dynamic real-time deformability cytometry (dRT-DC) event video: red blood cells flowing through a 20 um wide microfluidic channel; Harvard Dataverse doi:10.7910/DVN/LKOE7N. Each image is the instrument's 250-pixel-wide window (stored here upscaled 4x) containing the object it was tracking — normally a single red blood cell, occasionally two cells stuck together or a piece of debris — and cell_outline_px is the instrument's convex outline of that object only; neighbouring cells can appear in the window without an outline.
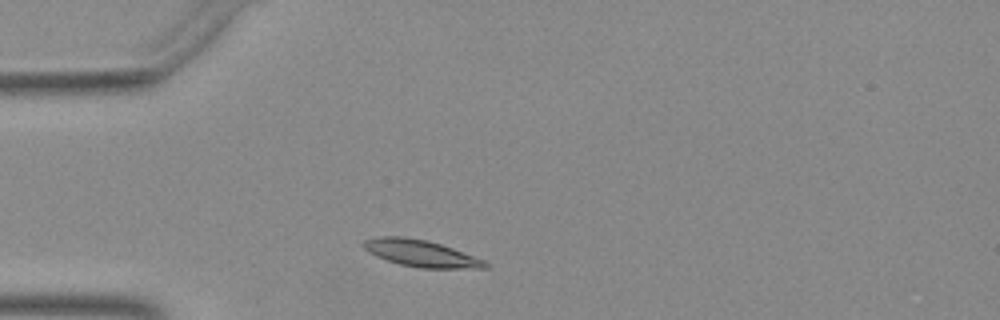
{"species": "Egyptian fruit bat (a non-hibernating species)", "species_latin": "Rousettus aegyptiacus", "temperature_condition": "warm", "stored_images_in_passage": 31, "camera_frame_rate_fps": 3000, "um_per_image_px": 0.085, "animal": {"sex": "female"}, "frame": {"image": 1, "passage_image": 1, "time_ms": 0.0, "image_size_px": [1000, 320], "cell_outline_px": [[488, 268], [420, 268], [400, 264], [376, 256], [368, 252], [360, 244], [364, 240], [380, 236], [404, 236], [428, 240], [452, 248], [484, 260], [488, 264]], "centroid_in_image_um": [35.74, 21.52], "position_along_channel_um": 49.3, "area_um2": 18.9}}
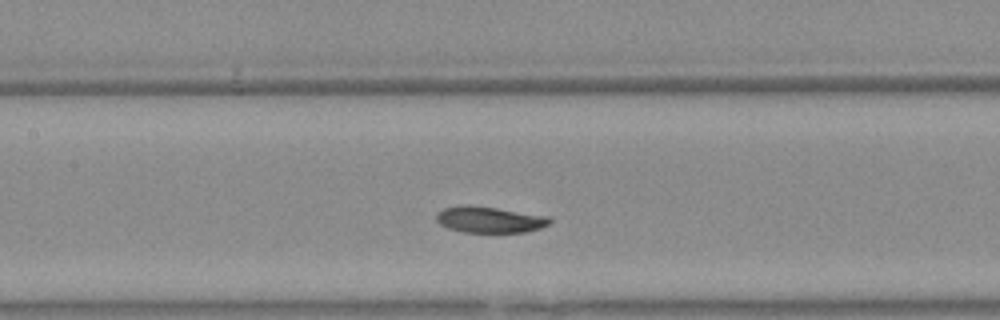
{"frame": {"image": 2, "passage_image": 11, "time_ms": 3.333, "image_size_px": [1000, 320], "cell_outline_px": [[552, 220], [548, 224], [540, 228], [524, 232], [464, 232], [448, 228], [440, 224], [436, 220], [436, 212], [444, 208], [464, 204], [468, 204], [496, 208], [548, 216]], "centroid_in_image_um": [41.57, 18.66], "position_along_channel_um": 165.8, "area_um2": 17.28}}
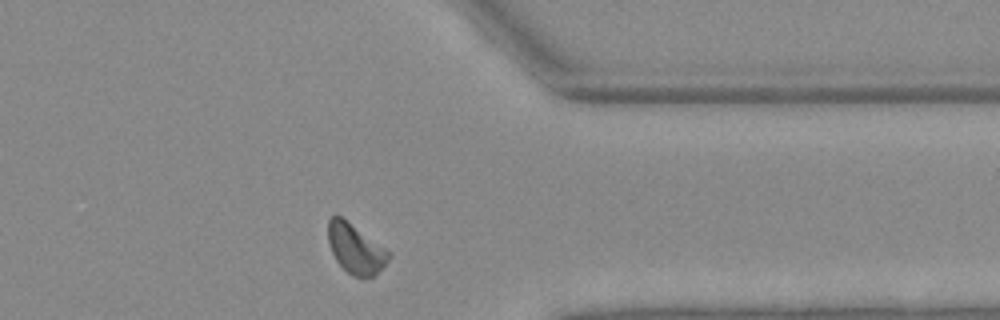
{"frame": {"image": 3, "passage_image": 28, "time_ms": 9.0, "image_size_px": [1000, 320], "cell_outline_px": [[392, 256], [372, 276], [352, 276], [336, 260], [328, 244], [328, 220], [332, 216], [340, 216], [392, 252]], "centroid_in_image_um": [30.22, 21.12], "position_along_channel_um": 381.2, "area_um2": 17.17}}